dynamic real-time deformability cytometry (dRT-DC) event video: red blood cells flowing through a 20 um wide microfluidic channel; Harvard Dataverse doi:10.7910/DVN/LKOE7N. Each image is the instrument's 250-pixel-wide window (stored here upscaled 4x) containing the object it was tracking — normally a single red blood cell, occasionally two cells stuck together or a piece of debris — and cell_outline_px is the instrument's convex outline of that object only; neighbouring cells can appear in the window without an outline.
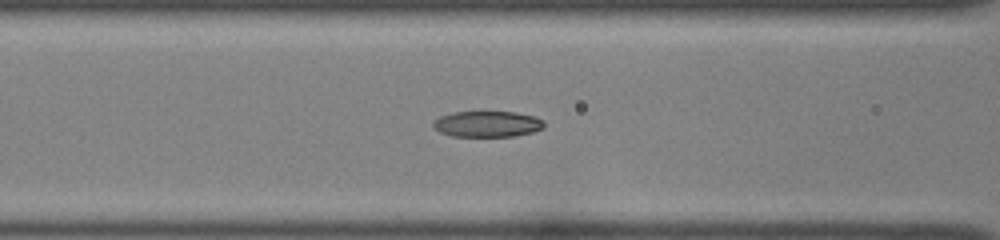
{"species": "common noctule bat (a hibernating species)", "species_latin": "Nyctalus noctula", "temperature_condition": "room temperature", "stored_images_in_passage": 46, "camera_frame_rate_fps": 3000, "um_per_image_px": 0.085, "animal": {"sex": "female", "body_mass_g": 22.0, "forearm_length_mm": 56.7}, "frame": {"image": 1, "passage_image": 26, "time_ms": 8.333, "image_size_px": [1000, 240], "cell_outline_px": [[544, 128], [532, 132], [516, 136], [452, 136], [440, 132], [432, 128], [432, 120], [440, 116], [452, 112], [516, 112], [536, 116], [544, 120]], "centroid_in_image_um": [41.41, 10.54], "position_along_channel_um": 125.2, "area_um2": 16.99}}
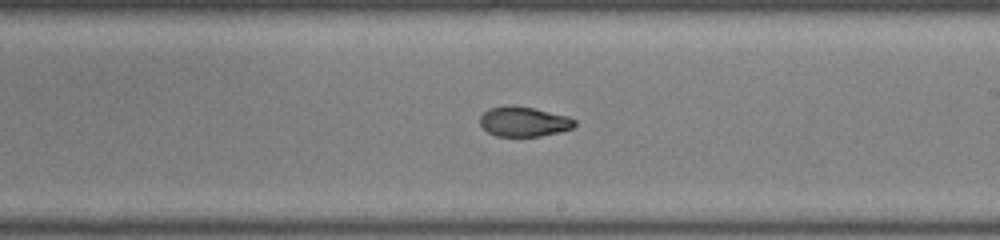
{"frame": {"image": 2, "passage_image": 35, "time_ms": 11.333, "image_size_px": [1000, 240], "cell_outline_px": [[576, 124], [572, 128], [560, 132], [540, 136], [496, 136], [488, 132], [480, 124], [480, 116], [488, 108], [532, 108], [568, 116], [576, 120]], "centroid_in_image_um": [44.56, 10.38], "position_along_channel_um": 244.4, "area_um2": 15.9}}
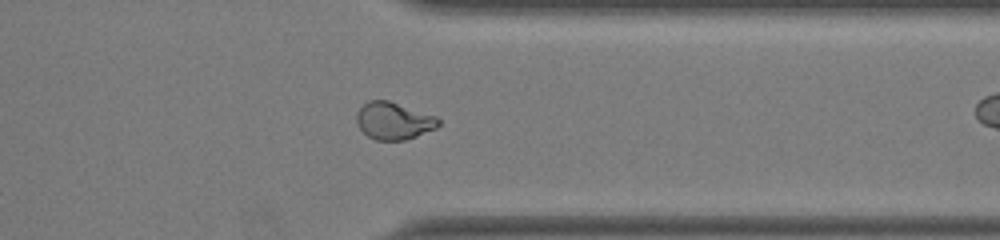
{"frame": {"image": 3, "passage_image": 45, "time_ms": 14.667, "image_size_px": [1000, 240], "cell_outline_px": [[440, 124], [436, 128], [416, 136], [404, 140], [376, 140], [368, 136], [360, 128], [356, 120], [356, 112], [368, 100], [388, 100], [436, 116], [440, 120]], "centroid_in_image_um": [33.46, 10.26], "position_along_channel_um": 377.9, "area_um2": 17.69}}